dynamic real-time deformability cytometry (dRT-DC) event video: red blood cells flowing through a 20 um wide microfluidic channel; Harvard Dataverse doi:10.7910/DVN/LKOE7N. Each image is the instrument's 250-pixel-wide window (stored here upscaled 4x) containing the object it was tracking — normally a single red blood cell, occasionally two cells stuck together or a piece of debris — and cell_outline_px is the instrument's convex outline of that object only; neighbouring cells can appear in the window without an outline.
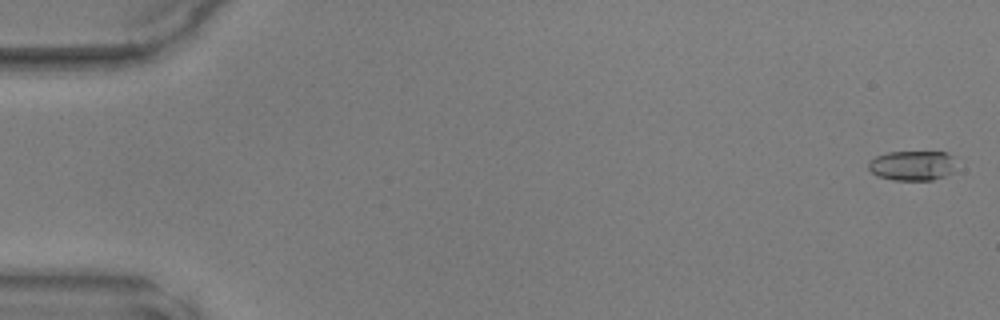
{"species": "common noctule bat (a hibernating species)", "species_latin": "Nyctalus noctula", "temperature_condition": "warm", "stored_images_in_passage": 50, "camera_frame_rate_fps": 3000, "um_per_image_px": 0.085, "animal": {"sex": "male", "body_mass_g": 17.9, "forearm_length_mm": 54.2}, "frame": {"image": 1, "passage_image": 2, "time_ms": 0.333, "image_size_px": [1000, 320], "cell_outline_px": [[952, 172], [944, 176], [932, 180], [892, 180], [876, 176], [868, 168], [868, 160], [876, 156], [888, 152], [944, 152], [952, 156]], "centroid_in_image_um": [77.46, 14.08], "position_along_channel_um": 7.5, "area_um2": 15.14}}
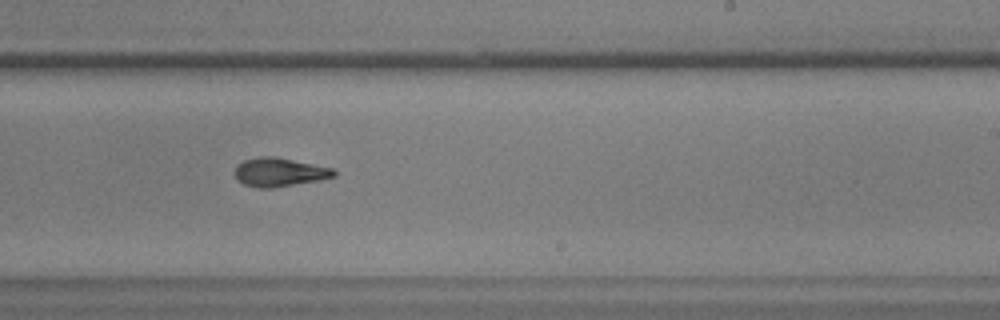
{"frame": {"image": 2, "passage_image": 31, "time_ms": 10.0, "image_size_px": [1000, 320], "cell_outline_px": [[336, 176], [320, 180], [272, 188], [256, 188], [244, 184], [236, 180], [236, 164], [244, 160], [260, 156], [276, 156], [332, 168], [336, 172]], "centroid_in_image_um": [23.73, 14.63], "position_along_channel_um": 265.3, "area_um2": 16.65}}
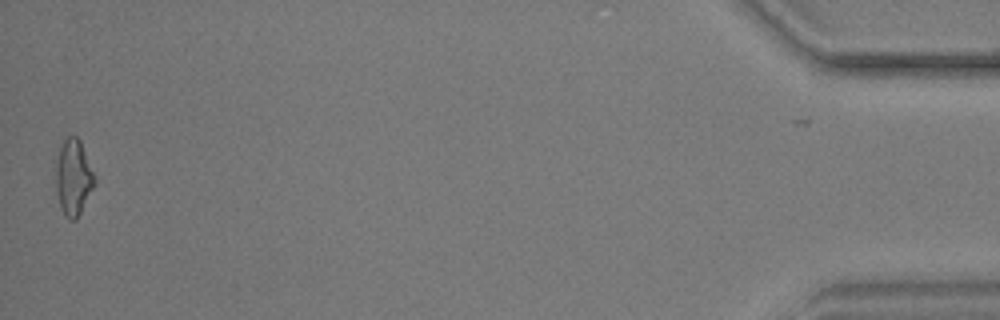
{"frame": {"image": 3, "passage_image": 49, "time_ms": 16.0, "image_size_px": [1000, 320], "cell_outline_px": [[96, 184], [76, 220], [68, 220], [64, 216], [60, 208], [56, 192], [56, 164], [60, 148], [64, 140], [68, 136], [76, 136], [80, 140], [96, 176]], "centroid_in_image_um": [6.25, 15.11], "position_along_channel_um": 428.9, "area_um2": 17.34}}